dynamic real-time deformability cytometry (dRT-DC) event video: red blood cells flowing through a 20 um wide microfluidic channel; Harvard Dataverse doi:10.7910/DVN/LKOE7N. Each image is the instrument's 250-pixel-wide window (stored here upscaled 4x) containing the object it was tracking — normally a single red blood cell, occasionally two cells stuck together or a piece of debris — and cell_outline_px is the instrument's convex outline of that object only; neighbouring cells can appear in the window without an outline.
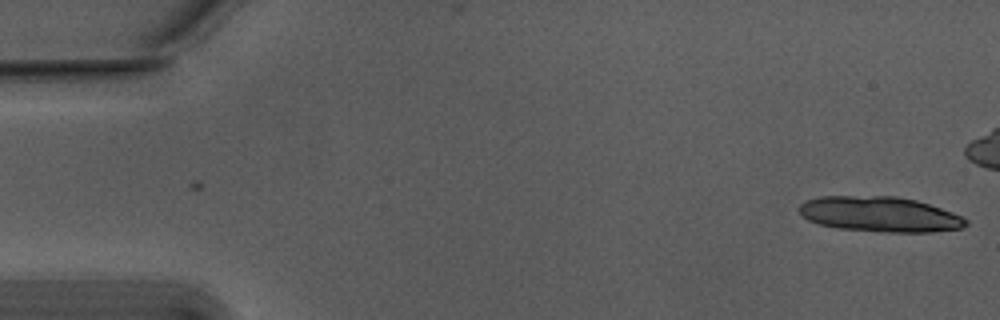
{"species": "Egyptian fruit bat (a non-hibernating species)", "species_latin": "Rousettus aegyptiacus", "temperature_condition": "warm", "stored_images_in_passage": 2, "camera_frame_rate_fps": 3000, "um_per_image_px": 0.085, "animal": {"sex": "male"}, "frame": {"image": 1, "passage_image": 2, "time_ms": 0.333, "image_size_px": [1000, 320], "cell_outline_px": [[968, 224], [960, 228], [932, 232], [880, 232], [836, 228], [820, 224], [808, 220], [800, 212], [800, 204], [808, 200], [820, 196], [896, 196], [916, 200], [952, 212], [968, 220]], "centroid_in_image_um": [74.79, 18.22], "position_along_channel_um": 10.2, "area_um2": 34.1}}